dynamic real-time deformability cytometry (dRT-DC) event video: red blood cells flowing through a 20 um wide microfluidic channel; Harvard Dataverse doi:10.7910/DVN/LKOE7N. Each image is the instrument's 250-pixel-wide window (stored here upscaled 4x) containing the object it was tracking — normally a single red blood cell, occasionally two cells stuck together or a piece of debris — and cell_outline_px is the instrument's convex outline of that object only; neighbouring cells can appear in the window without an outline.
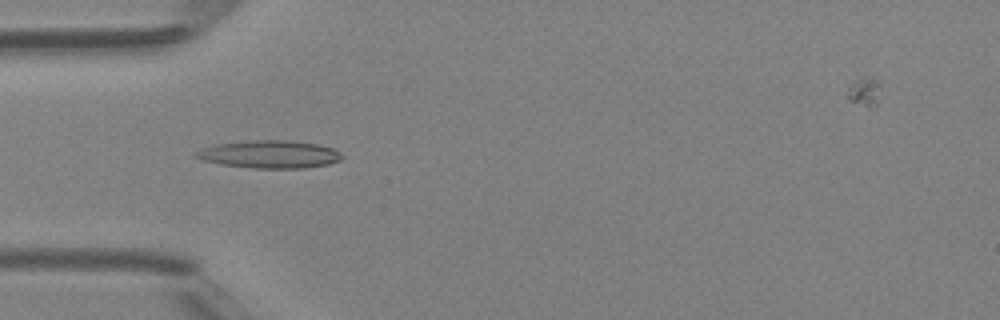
{"species": "Egyptian fruit bat (a non-hibernating species)", "species_latin": "Rousettus aegyptiacus", "temperature_condition": "room temperature", "stored_images_in_passage": 46, "camera_frame_rate_fps": 3000, "um_per_image_px": 0.085, "animal": {"sex": "female"}, "frame": {"image": 1, "passage_image": 12, "time_ms": 3.667, "image_size_px": [1000, 320], "cell_outline_px": [[344, 156], [340, 160], [328, 164], [304, 168], [256, 168], [220, 164], [200, 160], [192, 156], [192, 152], [200, 148], [216, 144], [252, 140], [292, 140], [320, 144], [332, 148], [340, 152]], "centroid_in_image_um": [22.87, 13.11], "position_along_channel_um": 62.1, "area_um2": 23.93}}
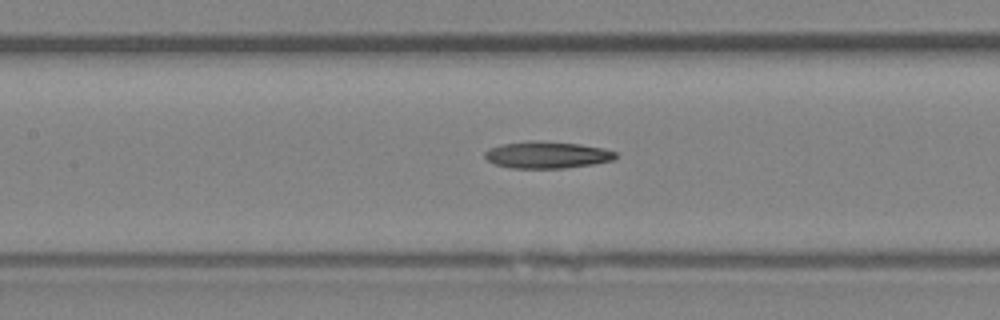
{"frame": {"image": 2, "passage_image": 19, "time_ms": 6.0, "image_size_px": [1000, 320], "cell_outline_px": [[616, 156], [612, 160], [592, 164], [564, 168], [508, 168], [496, 164], [488, 160], [484, 156], [484, 152], [492, 148], [504, 144], [528, 140], [532, 140], [580, 144], [604, 148], [616, 152]], "centroid_in_image_um": [46.49, 13.16], "position_along_channel_um": 160.9, "area_um2": 20.29}}
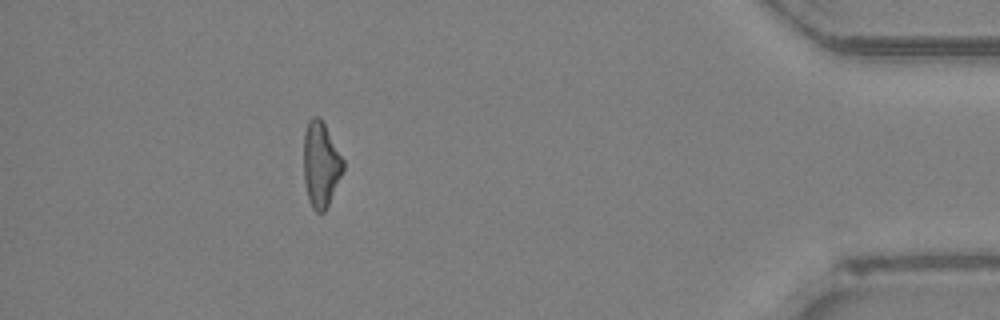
{"frame": {"image": 3, "passage_image": 40, "time_ms": 13.0, "image_size_px": [1000, 320], "cell_outline_px": [[344, 168], [328, 204], [324, 212], [316, 212], [312, 208], [308, 200], [304, 180], [304, 132], [308, 120], [312, 116], [320, 116], [344, 160]], "centroid_in_image_um": [27.25, 13.95], "position_along_channel_um": 407.9, "area_um2": 19.54}}